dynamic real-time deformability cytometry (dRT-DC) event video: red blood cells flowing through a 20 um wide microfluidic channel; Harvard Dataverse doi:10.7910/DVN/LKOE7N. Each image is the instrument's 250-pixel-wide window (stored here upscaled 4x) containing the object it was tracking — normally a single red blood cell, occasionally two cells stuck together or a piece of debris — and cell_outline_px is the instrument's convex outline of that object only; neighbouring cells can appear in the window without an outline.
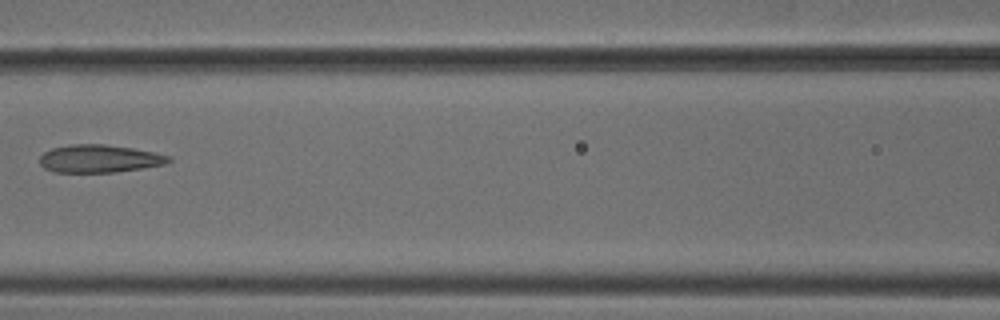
{"species": "common noctule bat (a hibernating species)", "species_latin": "Nyctalus noctula", "temperature_condition": "cold", "stored_images_in_passage": 7, "camera_frame_rate_fps": 3000, "um_per_image_px": 0.085, "animal": {"sex": "male", "body_mass_g": 18.8}, "frame": {"image": 1, "passage_image": 5, "time_ms": 1.333, "image_size_px": [1000, 320], "cell_outline_px": [[172, 160], [164, 164], [116, 172], [56, 172], [44, 168], [40, 164], [40, 156], [44, 152], [52, 148], [72, 144], [104, 144], [132, 148], [172, 156]], "centroid_in_image_um": [8.43, 13.48], "position_along_channel_um": 158.2, "area_um2": 20.75}}
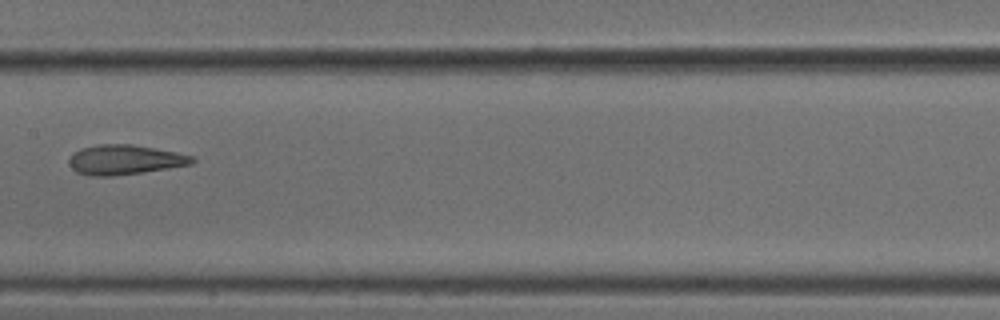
{"frame": {"image": 2, "passage_image": 6, "time_ms": 1.667, "image_size_px": [1000, 320], "cell_outline_px": [[196, 160], [192, 164], [168, 168], [112, 176], [92, 176], [76, 172], [68, 164], [68, 160], [72, 152], [80, 148], [100, 144], [132, 144], [176, 152], [192, 156]], "centroid_in_image_um": [10.55, 13.57], "position_along_channel_um": 196.8, "area_um2": 21.33}}
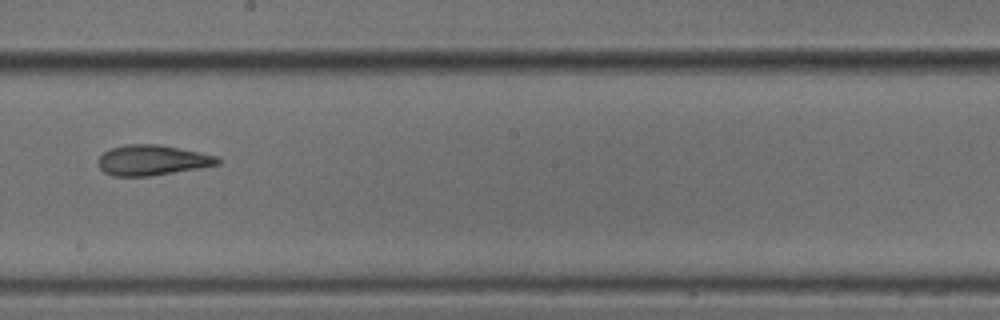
{"frame": {"image": 3, "passage_image": 7, "time_ms": 2.0, "image_size_px": [1000, 320], "cell_outline_px": [[220, 164], [200, 168], [148, 176], [112, 176], [104, 172], [96, 164], [96, 160], [104, 152], [112, 148], [124, 144], [160, 144], [216, 156], [220, 160]], "centroid_in_image_um": [12.89, 13.61], "position_along_channel_um": 235.3, "area_um2": 21.1}}